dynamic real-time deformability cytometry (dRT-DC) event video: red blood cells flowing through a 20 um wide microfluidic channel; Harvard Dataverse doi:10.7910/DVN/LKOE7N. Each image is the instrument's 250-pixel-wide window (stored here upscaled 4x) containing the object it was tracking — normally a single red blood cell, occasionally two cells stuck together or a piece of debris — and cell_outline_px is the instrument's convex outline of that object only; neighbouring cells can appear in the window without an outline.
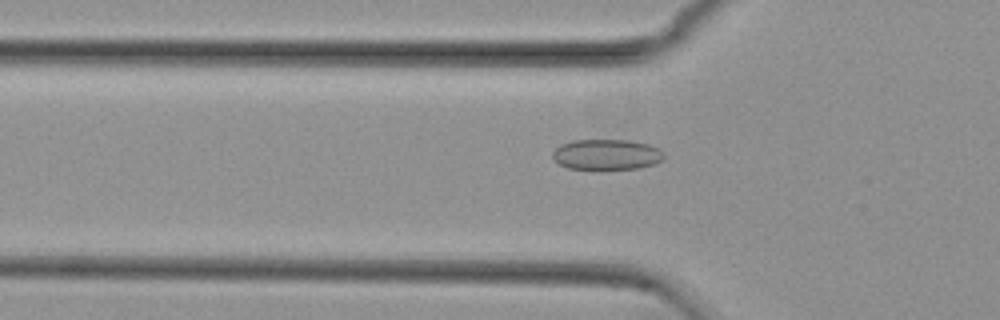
{"species": "common noctule bat (a hibernating species)", "species_latin": "Nyctalus noctula", "temperature_condition": "cold", "stored_images_in_passage": 51, "camera_frame_rate_fps": 3000, "um_per_image_px": 0.085, "animal": {"sex": "female", "body_mass_g": 29.2, "forearm_length_mm": 56.3}, "frame": {"image": 1, "passage_image": 14, "time_ms": 4.333, "image_size_px": [1000, 320], "cell_outline_px": [[664, 160], [656, 164], [636, 168], [600, 172], [568, 168], [560, 164], [552, 156], [552, 152], [560, 144], [572, 140], [628, 140], [648, 144], [660, 148], [664, 152]], "centroid_in_image_um": [51.58, 13.17], "position_along_channel_um": 74.2, "area_um2": 20.69}}
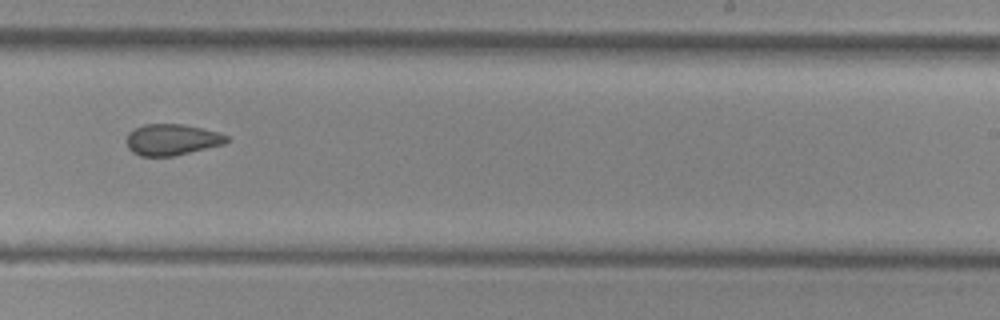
{"frame": {"image": 2, "passage_image": 30, "time_ms": 9.667, "image_size_px": [1000, 320], "cell_outline_px": [[228, 140], [224, 144], [176, 156], [140, 156], [132, 152], [128, 148], [128, 132], [144, 124], [184, 124], [216, 132], [228, 136]], "centroid_in_image_um": [14.61, 11.88], "position_along_channel_um": 274.4, "area_um2": 18.09}}
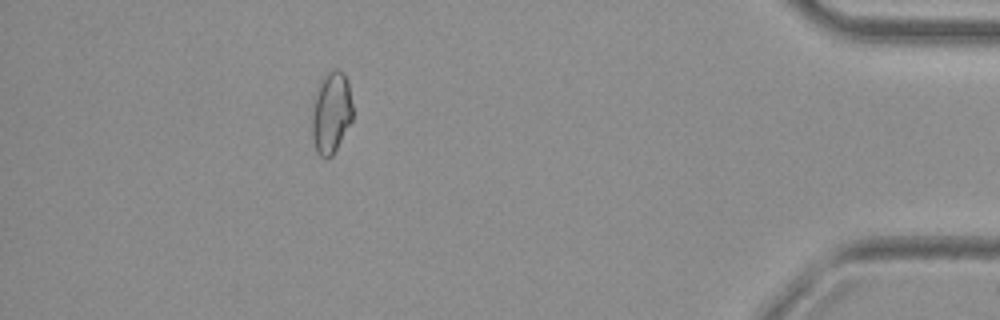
{"frame": {"image": 3, "passage_image": 45, "time_ms": 14.667, "image_size_px": [1000, 320], "cell_outline_px": [[352, 120], [332, 156], [324, 160], [316, 152], [312, 140], [312, 104], [316, 88], [324, 76], [332, 68], [336, 68], [344, 72], [348, 80], [352, 104]], "centroid_in_image_um": [28.13, 9.56], "position_along_channel_um": 407.1, "area_um2": 19.77}, "authors_computed_cell_mechanics": {"area_um2": 19.2474, "velocity_mm_per_s": 3.7446, "shape_relaxation_time_tau1_ms": null, "shape_relaxation_time_tau2_ms": 4.6638, "deformation_change_tau1": null, "deformation_change_tau2": 0.0955}}